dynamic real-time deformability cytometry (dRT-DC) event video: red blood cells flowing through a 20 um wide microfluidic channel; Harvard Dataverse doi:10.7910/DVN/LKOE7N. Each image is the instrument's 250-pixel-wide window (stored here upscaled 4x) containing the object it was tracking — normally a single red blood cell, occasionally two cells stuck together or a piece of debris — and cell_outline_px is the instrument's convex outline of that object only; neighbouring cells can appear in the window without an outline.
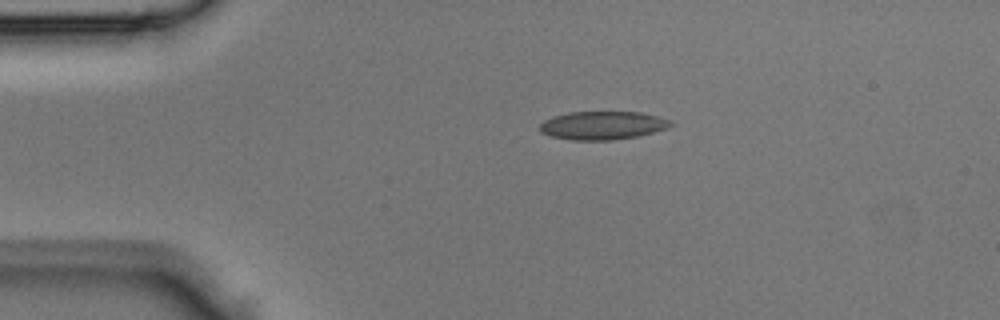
{"species": "Egyptian fruit bat (a non-hibernating species)", "species_latin": "Rousettus aegyptiacus", "temperature_condition": "room temperature", "stored_images_in_passage": 36, "camera_frame_rate_fps": 3000, "um_per_image_px": 0.085, "animal": {"sex": "male"}, "frame": {"image": 1, "passage_image": 1, "time_ms": 0.0, "image_size_px": [1000, 320], "cell_outline_px": [[676, 124], [668, 128], [640, 136], [612, 140], [572, 140], [552, 136], [540, 132], [540, 124], [544, 120], [552, 116], [568, 112], [640, 112], [672, 120]], "centroid_in_image_um": [51.25, 10.66], "position_along_channel_um": 33.7, "area_um2": 21.79}}
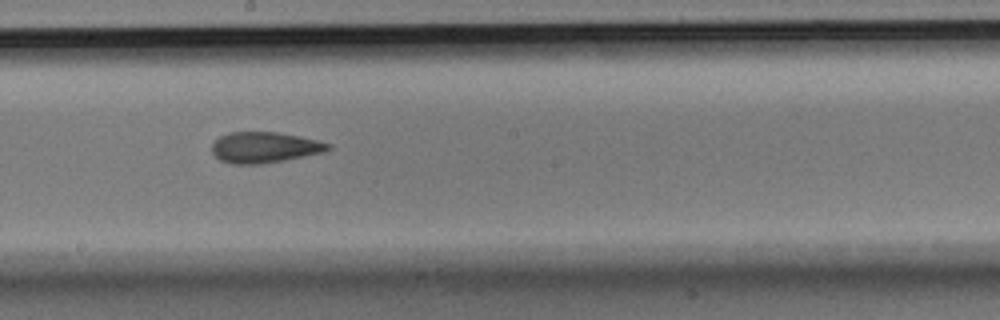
{"frame": {"image": 2, "passage_image": 16, "time_ms": 5.0, "image_size_px": [1000, 320], "cell_outline_px": [[332, 148], [328, 152], [284, 160], [260, 164], [232, 164], [220, 160], [212, 152], [212, 144], [220, 136], [232, 132], [276, 132], [316, 140], [332, 144]], "centroid_in_image_um": [22.52, 12.54], "position_along_channel_um": 225.7, "area_um2": 20.87}}
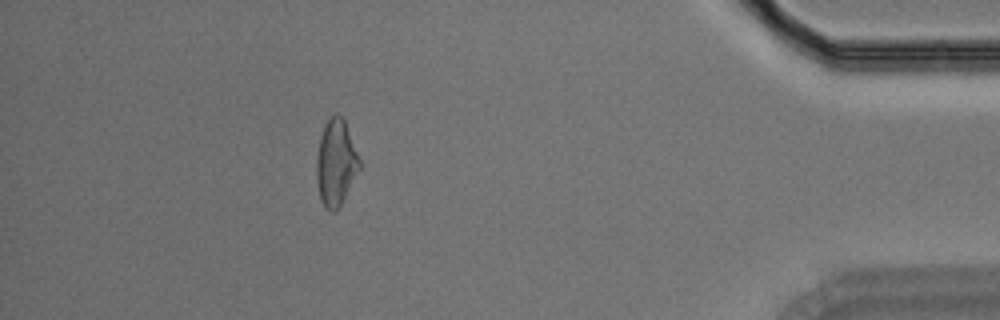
{"frame": {"image": 3, "passage_image": 31, "time_ms": 10.0, "image_size_px": [1000, 320], "cell_outline_px": [[360, 168], [340, 204], [332, 212], [324, 208], [320, 200], [316, 180], [316, 160], [320, 136], [328, 120], [336, 112], [344, 120], [360, 160]], "centroid_in_image_um": [28.52, 13.85], "position_along_channel_um": 406.7, "area_um2": 21.15}}